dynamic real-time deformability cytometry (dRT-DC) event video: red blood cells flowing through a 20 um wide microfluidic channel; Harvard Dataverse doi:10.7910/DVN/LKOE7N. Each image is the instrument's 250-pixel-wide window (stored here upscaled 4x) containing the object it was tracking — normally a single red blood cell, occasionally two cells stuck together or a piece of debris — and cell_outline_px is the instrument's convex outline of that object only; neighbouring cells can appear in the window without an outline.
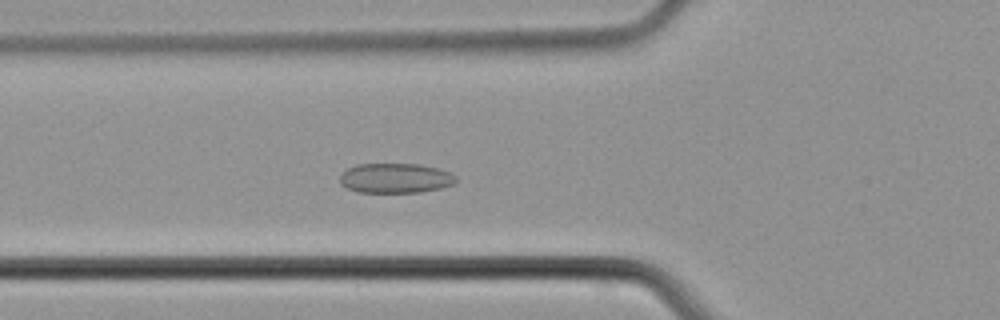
{"species": "common noctule bat (a hibernating species)", "species_latin": "Nyctalus noctula", "temperature_condition": "cold", "stored_images_in_passage": 31, "camera_frame_rate_fps": 3000, "um_per_image_px": 0.085, "animal": {"sex": "male", "body_mass_g": 21.5, "forearm_length_mm": 52.0}, "frame": {"image": 1, "passage_image": 16, "time_ms": 5.0, "image_size_px": [1000, 320], "cell_outline_px": [[456, 184], [440, 188], [420, 192], [356, 192], [340, 184], [340, 176], [348, 168], [356, 164], [420, 164], [440, 168], [456, 176]], "centroid_in_image_um": [33.63, 15.14], "position_along_channel_um": 92.2, "area_um2": 20.23}}
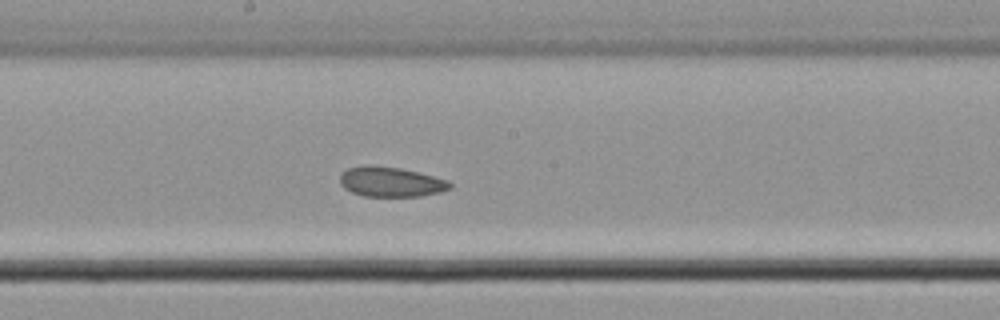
{"frame": {"image": 2, "passage_image": 25, "time_ms": 8.0, "image_size_px": [1000, 320], "cell_outline_px": [[452, 188], [440, 192], [420, 196], [364, 196], [352, 192], [344, 188], [340, 184], [340, 172], [348, 168], [364, 164], [368, 164], [400, 168], [448, 180], [452, 184]], "centroid_in_image_um": [33.18, 15.45], "position_along_channel_um": 215.0, "area_um2": 19.25}}
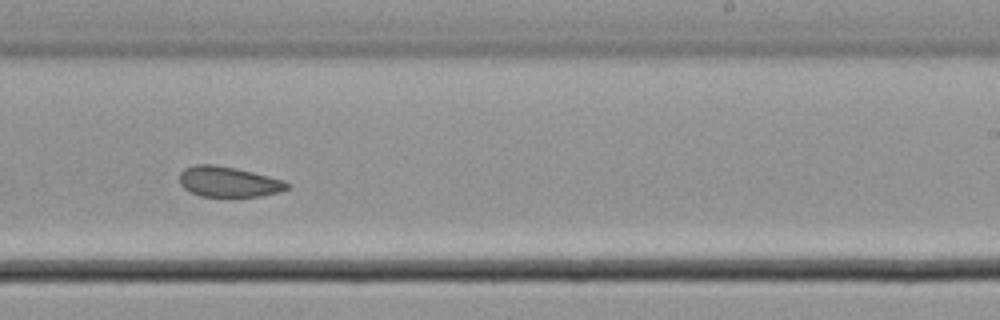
{"frame": {"image": 3, "passage_image": 29, "time_ms": 9.333, "image_size_px": [1000, 320], "cell_outline_px": [[288, 188], [280, 192], [260, 196], [200, 196], [184, 188], [180, 184], [180, 172], [184, 168], [196, 164], [216, 164], [236, 168], [284, 180], [288, 184]], "centroid_in_image_um": [19.4, 15.44], "position_along_channel_um": 269.6, "area_um2": 18.96}}